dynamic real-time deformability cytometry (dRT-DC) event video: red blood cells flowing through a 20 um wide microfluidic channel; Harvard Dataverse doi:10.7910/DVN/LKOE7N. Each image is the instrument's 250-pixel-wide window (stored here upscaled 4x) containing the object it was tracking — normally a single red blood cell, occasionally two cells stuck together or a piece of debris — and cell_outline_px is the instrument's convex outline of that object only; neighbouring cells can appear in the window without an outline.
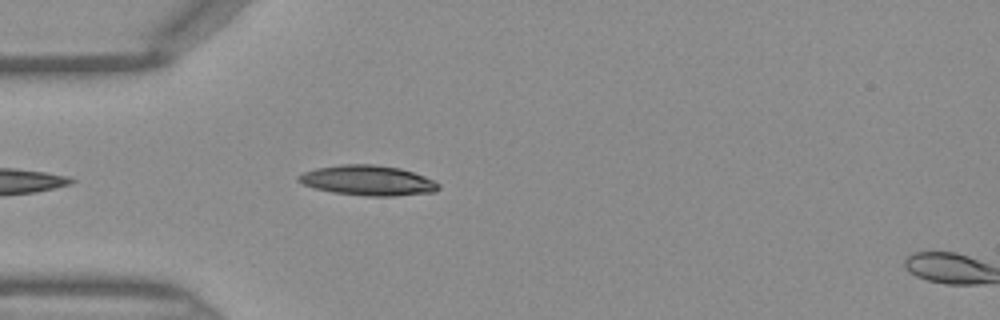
{"species": "Egyptian fruit bat (a non-hibernating species)", "species_latin": "Rousettus aegyptiacus", "temperature_condition": "warm", "stored_images_in_passage": 8, "camera_frame_rate_fps": 3000, "um_per_image_px": 0.085, "frame": {"image": 1, "passage_image": 4, "time_ms": 1.0, "image_size_px": [1000, 320], "cell_outline_px": [[440, 188], [436, 192], [396, 196], [368, 196], [332, 192], [312, 188], [296, 180], [296, 176], [304, 172], [316, 168], [340, 164], [376, 164], [400, 168], [424, 176], [440, 184]], "centroid_in_image_um": [31.26, 15.34], "position_along_channel_um": 53.7, "area_um2": 24.74}}